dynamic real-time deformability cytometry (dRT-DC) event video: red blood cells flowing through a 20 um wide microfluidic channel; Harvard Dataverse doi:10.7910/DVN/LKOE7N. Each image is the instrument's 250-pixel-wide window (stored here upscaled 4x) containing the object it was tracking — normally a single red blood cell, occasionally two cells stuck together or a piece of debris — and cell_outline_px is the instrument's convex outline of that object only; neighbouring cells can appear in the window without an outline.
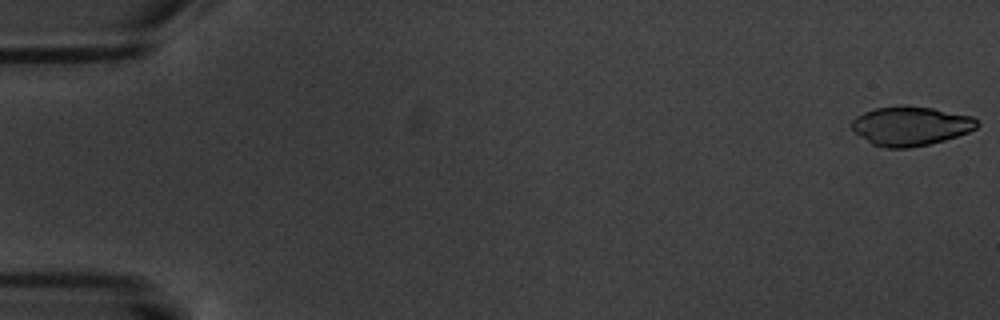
{"species": "common noctule bat (a hibernating species)", "species_latin": "Nyctalus noctula", "temperature_condition": "warm", "stored_images_in_passage": 5, "camera_frame_rate_fps": 3000, "um_per_image_px": 0.085, "animal": {"sex": "male", "body_mass_g": 20.1, "forearm_length_mm": 53.5}, "frame": {"image": 1, "passage_image": 1, "time_ms": 0.0, "image_size_px": [1000, 320], "cell_outline_px": [[980, 124], [976, 128], [968, 132], [944, 140], [928, 144], [908, 148], [884, 148], [872, 144], [860, 136], [852, 128], [852, 120], [856, 116], [864, 112], [876, 108], [900, 104], [932, 108], [972, 116]], "centroid_in_image_um": [77.39, 10.7], "position_along_channel_um": 7.6, "area_um2": 28.61}}
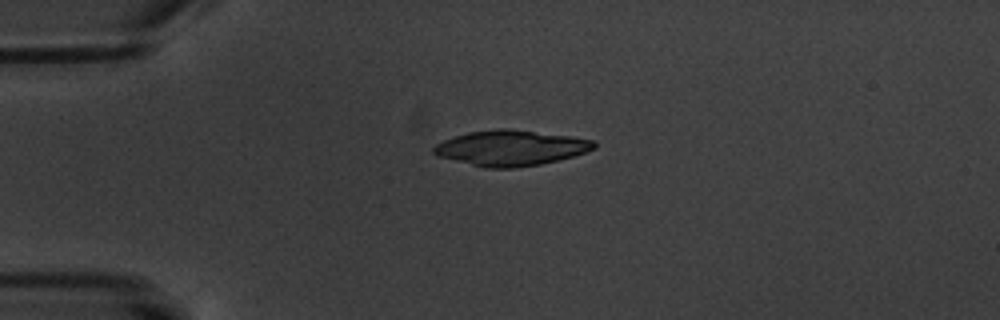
{"frame": {"image": 2, "passage_image": 5, "time_ms": 4.667, "image_size_px": [1000, 320], "cell_outline_px": [[596, 148], [572, 156], [540, 164], [512, 168], [484, 168], [436, 156], [432, 152], [432, 148], [436, 144], [444, 140], [468, 132], [496, 128], [508, 128], [572, 136], [596, 140]], "centroid_in_image_um": [43.39, 12.57], "position_along_channel_um": 41.6, "area_um2": 33.18}}